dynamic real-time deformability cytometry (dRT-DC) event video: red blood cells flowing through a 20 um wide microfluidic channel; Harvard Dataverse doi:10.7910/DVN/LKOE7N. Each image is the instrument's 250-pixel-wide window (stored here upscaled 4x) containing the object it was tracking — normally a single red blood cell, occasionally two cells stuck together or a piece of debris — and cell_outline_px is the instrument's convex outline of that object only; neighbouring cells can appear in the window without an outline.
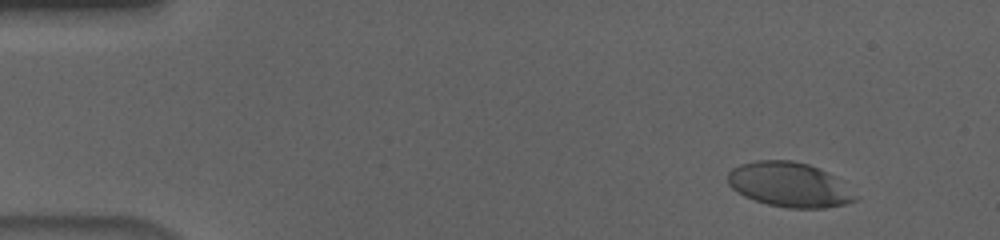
{"species": "human", "species_latin": "Homo sapiens", "temperature_condition": "cold", "stored_images_in_passage": 56, "camera_frame_rate_fps": 3000, "um_per_image_px": 0.085, "donor": {"sex": "male"}, "frame": {"image": 1, "passage_image": 6, "time_ms": 1.667, "image_size_px": [1000, 240], "cell_outline_px": [[860, 196], [856, 200], [844, 204], [824, 208], [788, 208], [768, 204], [752, 200], [736, 192], [728, 184], [728, 172], [732, 168], [740, 164], [756, 160], [792, 160], [808, 164], [828, 172]], "centroid_in_image_um": [67.08, 15.7], "position_along_channel_um": 17.9, "area_um2": 33.35}}
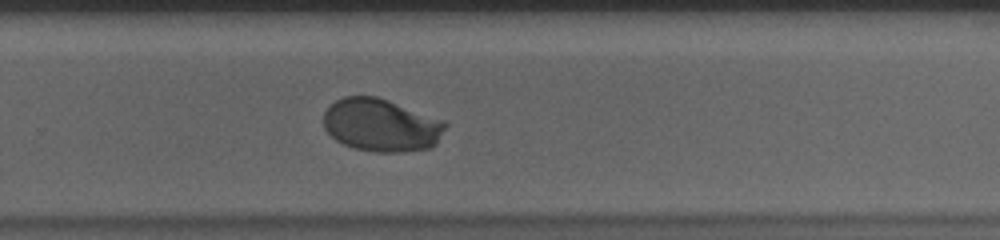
{"frame": {"image": 2, "passage_image": 38, "time_ms": 12.333, "image_size_px": [1000, 240], "cell_outline_px": [[448, 124], [436, 144], [432, 148], [404, 152], [376, 152], [356, 148], [344, 144], [336, 140], [324, 128], [324, 112], [336, 100], [344, 96], [376, 96], [388, 100], [444, 120]], "centroid_in_image_um": [32.43, 10.64], "position_along_channel_um": 297.4, "area_um2": 37.51}}
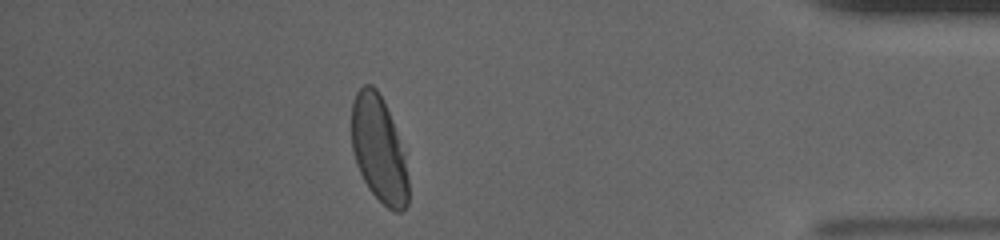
{"frame": {"image": 3, "passage_image": 50, "time_ms": 16.333, "image_size_px": [1000, 240], "cell_outline_px": [[408, 204], [400, 212], [396, 212], [388, 208], [368, 188], [356, 164], [352, 148], [352, 104], [356, 92], [364, 84], [372, 84], [376, 88], [392, 120], [404, 152], [408, 176]], "centroid_in_image_um": [32.2, 12.7], "position_along_channel_um": 403.0, "area_um2": 34.85}, "authors_computed_cell_mechanics": {"area_um2": 36.8186, "velocity_mm_per_s": 3.6455, "shape_relaxation_time_tau1_ms": 3.2109, "shape_relaxation_time_tau2_ms": null, "deformation_change_tau1": 0.1511, "deformation_change_tau2": null}}